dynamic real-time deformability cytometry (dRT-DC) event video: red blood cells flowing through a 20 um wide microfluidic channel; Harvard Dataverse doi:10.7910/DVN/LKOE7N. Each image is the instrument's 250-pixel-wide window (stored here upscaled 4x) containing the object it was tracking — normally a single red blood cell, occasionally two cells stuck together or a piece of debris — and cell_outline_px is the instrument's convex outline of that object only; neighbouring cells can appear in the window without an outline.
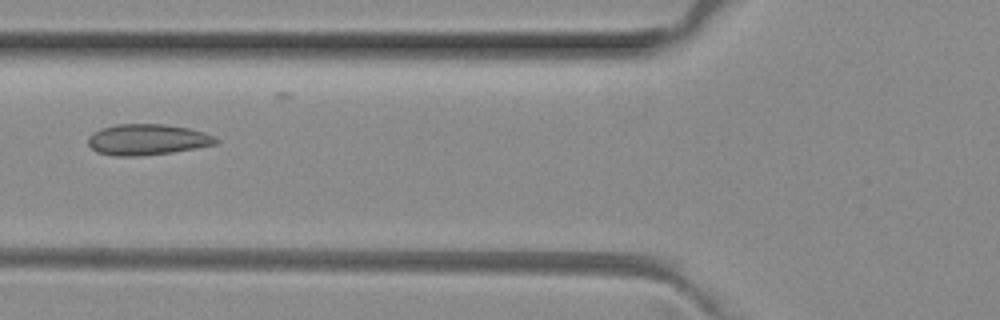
{"species": "common noctule bat (a hibernating species)", "species_latin": "Nyctalus noctula", "temperature_condition": "room temperature", "stored_images_in_passage": 5, "camera_frame_rate_fps": 3000, "um_per_image_px": 0.085, "animal": {"sex": "female", "body_mass_g": 29.2, "forearm_length_mm": 56.3}, "frame": {"image": 1, "passage_image": 4, "time_ms": 1.0, "image_size_px": [1000, 320], "cell_outline_px": [[220, 140], [216, 144], [196, 148], [172, 152], [140, 156], [116, 156], [96, 152], [88, 144], [88, 136], [92, 132], [100, 128], [116, 124], [164, 124], [188, 128], [204, 132]], "centroid_in_image_um": [12.48, 11.86], "position_along_channel_um": 113.3, "area_um2": 23.12}}